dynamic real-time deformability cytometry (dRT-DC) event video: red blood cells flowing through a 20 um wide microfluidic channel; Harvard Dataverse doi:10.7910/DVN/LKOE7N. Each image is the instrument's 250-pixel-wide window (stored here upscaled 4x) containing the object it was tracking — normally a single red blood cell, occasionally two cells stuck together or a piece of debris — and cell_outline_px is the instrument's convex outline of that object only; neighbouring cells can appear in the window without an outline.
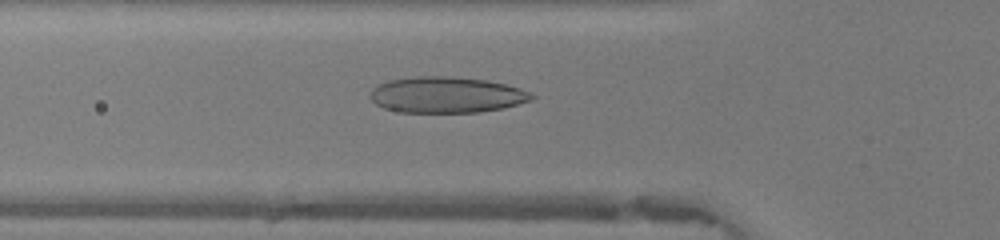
{"species": "human", "species_latin": "Homo sapiens", "temperature_condition": "warm", "stored_images_in_passage": 48, "camera_frame_rate_fps": 3000, "um_per_image_px": 0.085, "donor": {"sex": "female"}, "frame": {"image": 1, "passage_image": 16, "time_ms": 5.0, "image_size_px": [1000, 240], "cell_outline_px": [[536, 96], [532, 100], [504, 108], [480, 112], [400, 112], [384, 108], [376, 104], [372, 100], [372, 88], [388, 80], [416, 76], [452, 76], [488, 80], [520, 88]], "centroid_in_image_um": [37.98, 8.06], "position_along_channel_um": 87.8, "area_um2": 33.87}}
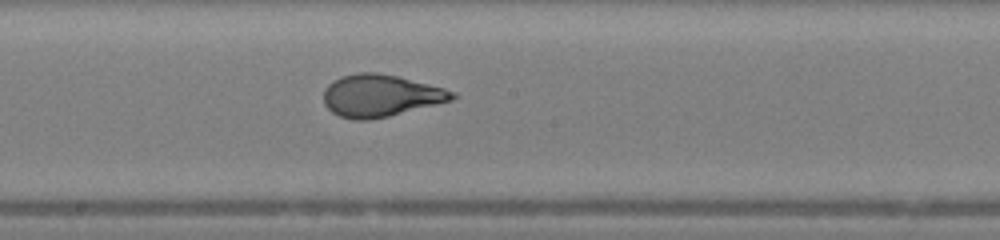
{"frame": {"image": 2, "passage_image": 25, "time_ms": 8.0, "image_size_px": [1000, 240], "cell_outline_px": [[456, 96], [452, 100], [388, 116], [368, 120], [352, 120], [340, 116], [332, 112], [324, 104], [324, 88], [332, 80], [340, 76], [360, 72], [376, 72], [396, 76], [444, 88], [456, 92]], "centroid_in_image_um": [32.3, 8.12], "position_along_channel_um": 215.9, "area_um2": 31.44}}
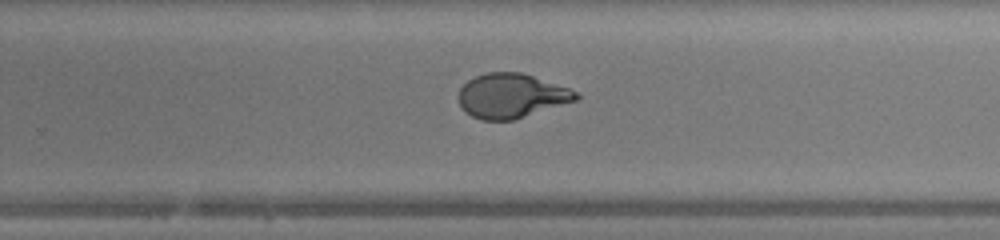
{"frame": {"image": 3, "passage_image": 30, "time_ms": 9.667, "image_size_px": [1000, 240], "cell_outline_px": [[580, 100], [512, 120], [480, 120], [472, 116], [460, 104], [456, 96], [460, 88], [468, 80], [476, 76], [488, 72], [520, 72], [580, 92]], "centroid_in_image_um": [43.49, 8.15], "position_along_channel_um": 286.3, "area_um2": 30.4}}